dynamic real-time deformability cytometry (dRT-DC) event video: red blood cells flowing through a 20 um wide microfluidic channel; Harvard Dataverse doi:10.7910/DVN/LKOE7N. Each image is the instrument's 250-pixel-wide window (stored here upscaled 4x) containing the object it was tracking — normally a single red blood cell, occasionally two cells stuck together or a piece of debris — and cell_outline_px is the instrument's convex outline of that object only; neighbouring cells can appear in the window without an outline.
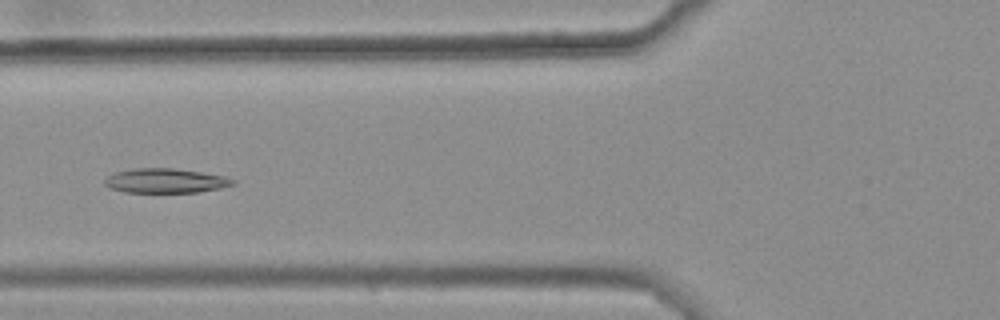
{"species": "common noctule bat (a hibernating species)", "species_latin": "Nyctalus noctula", "temperature_condition": "warm", "stored_images_in_passage": 46, "camera_frame_rate_fps": 3000, "um_per_image_px": 0.085, "animal": {"sex": "female", "body_mass_g": 25.1}, "frame": {"image": 1, "passage_image": 21, "time_ms": 6.667, "image_size_px": [1000, 320], "cell_outline_px": [[236, 184], [220, 188], [200, 192], [124, 192], [112, 188], [104, 184], [104, 180], [108, 176], [116, 172], [136, 168], [172, 168], [200, 172], [224, 176], [236, 180]], "centroid_in_image_um": [14.1, 15.36], "position_along_channel_um": 111.7, "area_um2": 18.15}}
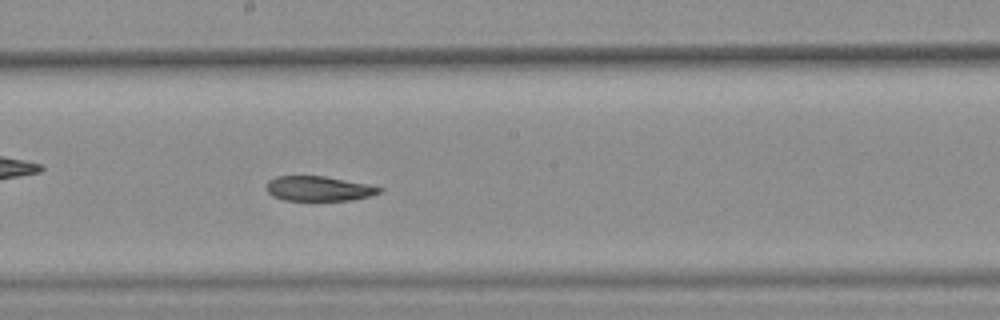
{"frame": {"image": 2, "passage_image": 30, "time_ms": 9.667, "image_size_px": [1000, 320], "cell_outline_px": [[384, 188], [380, 192], [368, 196], [352, 200], [284, 200], [272, 196], [264, 188], [264, 184], [268, 180], [276, 176], [324, 176], [368, 184]], "centroid_in_image_um": [27.03, 16.02], "position_along_channel_um": 221.2, "area_um2": 16.42}}
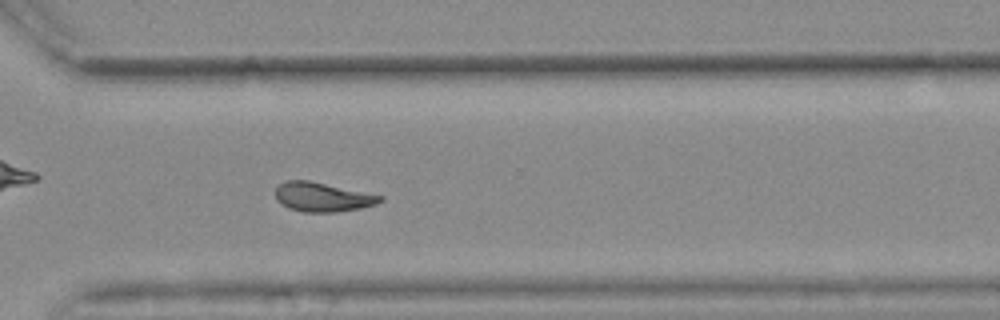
{"frame": {"image": 3, "passage_image": 40, "time_ms": 13.0, "image_size_px": [1000, 320], "cell_outline_px": [[384, 200], [376, 204], [360, 208], [336, 212], [304, 212], [288, 208], [280, 204], [276, 200], [276, 188], [284, 180], [308, 180], [384, 196]], "centroid_in_image_um": [27.39, 16.75], "position_along_channel_um": 343.2, "area_um2": 17.86}, "authors_computed_cell_mechanics": {"area_um2": 18.3226, "velocity_mm_per_s": 3.6553, "shape_relaxation_time_tau1_ms": null, "shape_relaxation_time_tau2_ms": 5.502, "deformation_change_tau1": null, "deformation_change_tau2": 0.1094}}